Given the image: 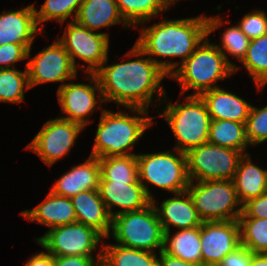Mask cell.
Here are the masks:
<instances>
[{"label":"cell","instance_id":"obj_23","mask_svg":"<svg viewBox=\"0 0 267 266\" xmlns=\"http://www.w3.org/2000/svg\"><path fill=\"white\" fill-rule=\"evenodd\" d=\"M75 21L109 38V33L99 32V30L121 22L123 29L130 27L122 18L115 0H83Z\"/></svg>","mask_w":267,"mask_h":266},{"label":"cell","instance_id":"obj_20","mask_svg":"<svg viewBox=\"0 0 267 266\" xmlns=\"http://www.w3.org/2000/svg\"><path fill=\"white\" fill-rule=\"evenodd\" d=\"M21 216L49 229L77 222L70 198L49 192L44 201L32 209L21 211Z\"/></svg>","mask_w":267,"mask_h":266},{"label":"cell","instance_id":"obj_11","mask_svg":"<svg viewBox=\"0 0 267 266\" xmlns=\"http://www.w3.org/2000/svg\"><path fill=\"white\" fill-rule=\"evenodd\" d=\"M101 239L105 238L94 228L75 222L51 228L35 241L54 257H93Z\"/></svg>","mask_w":267,"mask_h":266},{"label":"cell","instance_id":"obj_8","mask_svg":"<svg viewBox=\"0 0 267 266\" xmlns=\"http://www.w3.org/2000/svg\"><path fill=\"white\" fill-rule=\"evenodd\" d=\"M186 191L202 222L238 220L242 214L233 180L190 181Z\"/></svg>","mask_w":267,"mask_h":266},{"label":"cell","instance_id":"obj_27","mask_svg":"<svg viewBox=\"0 0 267 266\" xmlns=\"http://www.w3.org/2000/svg\"><path fill=\"white\" fill-rule=\"evenodd\" d=\"M208 142L241 151L244 155L249 154L246 149L251 146L246 136L245 124L232 120H212Z\"/></svg>","mask_w":267,"mask_h":266},{"label":"cell","instance_id":"obj_19","mask_svg":"<svg viewBox=\"0 0 267 266\" xmlns=\"http://www.w3.org/2000/svg\"><path fill=\"white\" fill-rule=\"evenodd\" d=\"M100 180V164L98 158L89 155L88 159L79 165H73L71 170L63 173L55 181L50 191L54 194L72 198L85 190H97Z\"/></svg>","mask_w":267,"mask_h":266},{"label":"cell","instance_id":"obj_30","mask_svg":"<svg viewBox=\"0 0 267 266\" xmlns=\"http://www.w3.org/2000/svg\"><path fill=\"white\" fill-rule=\"evenodd\" d=\"M248 71L258 92L260 85L267 79V34L250 42L244 59L240 62Z\"/></svg>","mask_w":267,"mask_h":266},{"label":"cell","instance_id":"obj_31","mask_svg":"<svg viewBox=\"0 0 267 266\" xmlns=\"http://www.w3.org/2000/svg\"><path fill=\"white\" fill-rule=\"evenodd\" d=\"M30 89L28 72L17 68L0 69V102L19 104L25 101V91ZM25 90V91H24Z\"/></svg>","mask_w":267,"mask_h":266},{"label":"cell","instance_id":"obj_36","mask_svg":"<svg viewBox=\"0 0 267 266\" xmlns=\"http://www.w3.org/2000/svg\"><path fill=\"white\" fill-rule=\"evenodd\" d=\"M237 25L250 40L259 38L267 34V14L264 10L255 9L245 14Z\"/></svg>","mask_w":267,"mask_h":266},{"label":"cell","instance_id":"obj_39","mask_svg":"<svg viewBox=\"0 0 267 266\" xmlns=\"http://www.w3.org/2000/svg\"><path fill=\"white\" fill-rule=\"evenodd\" d=\"M253 252L243 246H238L234 251L228 253L218 266H250Z\"/></svg>","mask_w":267,"mask_h":266},{"label":"cell","instance_id":"obj_37","mask_svg":"<svg viewBox=\"0 0 267 266\" xmlns=\"http://www.w3.org/2000/svg\"><path fill=\"white\" fill-rule=\"evenodd\" d=\"M28 49L22 44L0 45V69L15 68L16 63L27 58Z\"/></svg>","mask_w":267,"mask_h":266},{"label":"cell","instance_id":"obj_43","mask_svg":"<svg viewBox=\"0 0 267 266\" xmlns=\"http://www.w3.org/2000/svg\"><path fill=\"white\" fill-rule=\"evenodd\" d=\"M250 266H267V254L253 253Z\"/></svg>","mask_w":267,"mask_h":266},{"label":"cell","instance_id":"obj_26","mask_svg":"<svg viewBox=\"0 0 267 266\" xmlns=\"http://www.w3.org/2000/svg\"><path fill=\"white\" fill-rule=\"evenodd\" d=\"M102 248L101 266H158L157 253L125 247L119 244H106Z\"/></svg>","mask_w":267,"mask_h":266},{"label":"cell","instance_id":"obj_32","mask_svg":"<svg viewBox=\"0 0 267 266\" xmlns=\"http://www.w3.org/2000/svg\"><path fill=\"white\" fill-rule=\"evenodd\" d=\"M83 0H45L38 10L34 4L36 21L39 28L43 31L44 22L56 20L61 25L71 17L75 21L80 5ZM42 25V26H41Z\"/></svg>","mask_w":267,"mask_h":266},{"label":"cell","instance_id":"obj_1","mask_svg":"<svg viewBox=\"0 0 267 266\" xmlns=\"http://www.w3.org/2000/svg\"><path fill=\"white\" fill-rule=\"evenodd\" d=\"M125 56L128 61L123 59L124 62L111 65H108V56L95 72L103 100L104 102H114L120 108L124 106L125 108H142L149 111L150 104L154 106V102L165 98L166 90L161 82L168 75L136 44ZM130 57L136 59L131 60Z\"/></svg>","mask_w":267,"mask_h":266},{"label":"cell","instance_id":"obj_9","mask_svg":"<svg viewBox=\"0 0 267 266\" xmlns=\"http://www.w3.org/2000/svg\"><path fill=\"white\" fill-rule=\"evenodd\" d=\"M241 151L206 142L186 153L190 181L233 180Z\"/></svg>","mask_w":267,"mask_h":266},{"label":"cell","instance_id":"obj_17","mask_svg":"<svg viewBox=\"0 0 267 266\" xmlns=\"http://www.w3.org/2000/svg\"><path fill=\"white\" fill-rule=\"evenodd\" d=\"M38 32L45 34L46 30L42 32L37 24L33 3L0 13V45L22 44L29 50Z\"/></svg>","mask_w":267,"mask_h":266},{"label":"cell","instance_id":"obj_34","mask_svg":"<svg viewBox=\"0 0 267 266\" xmlns=\"http://www.w3.org/2000/svg\"><path fill=\"white\" fill-rule=\"evenodd\" d=\"M241 245L253 253L267 252V218H239Z\"/></svg>","mask_w":267,"mask_h":266},{"label":"cell","instance_id":"obj_41","mask_svg":"<svg viewBox=\"0 0 267 266\" xmlns=\"http://www.w3.org/2000/svg\"><path fill=\"white\" fill-rule=\"evenodd\" d=\"M24 266H55V257L47 251H41L32 255Z\"/></svg>","mask_w":267,"mask_h":266},{"label":"cell","instance_id":"obj_15","mask_svg":"<svg viewBox=\"0 0 267 266\" xmlns=\"http://www.w3.org/2000/svg\"><path fill=\"white\" fill-rule=\"evenodd\" d=\"M203 266H218L223 258L241 245L238 220L202 222L200 226Z\"/></svg>","mask_w":267,"mask_h":266},{"label":"cell","instance_id":"obj_28","mask_svg":"<svg viewBox=\"0 0 267 266\" xmlns=\"http://www.w3.org/2000/svg\"><path fill=\"white\" fill-rule=\"evenodd\" d=\"M122 18L135 29L150 19L166 13L169 7L164 0H115Z\"/></svg>","mask_w":267,"mask_h":266},{"label":"cell","instance_id":"obj_33","mask_svg":"<svg viewBox=\"0 0 267 266\" xmlns=\"http://www.w3.org/2000/svg\"><path fill=\"white\" fill-rule=\"evenodd\" d=\"M221 35L220 44L215 42V45L224 54L226 61L234 68V72H237L241 68L237 66L236 62L229 60L228 57L233 56L241 62L246 55L251 40L240 30L237 24L227 27Z\"/></svg>","mask_w":267,"mask_h":266},{"label":"cell","instance_id":"obj_6","mask_svg":"<svg viewBox=\"0 0 267 266\" xmlns=\"http://www.w3.org/2000/svg\"><path fill=\"white\" fill-rule=\"evenodd\" d=\"M164 235L154 204L151 203L144 209L114 216L108 238L112 237L116 244L125 247L153 253L159 249L160 253L163 250Z\"/></svg>","mask_w":267,"mask_h":266},{"label":"cell","instance_id":"obj_2","mask_svg":"<svg viewBox=\"0 0 267 266\" xmlns=\"http://www.w3.org/2000/svg\"><path fill=\"white\" fill-rule=\"evenodd\" d=\"M140 32L135 44L169 77L208 36L207 16L201 14L183 19L164 18L152 26L141 27ZM176 57L181 58L180 63L168 59Z\"/></svg>","mask_w":267,"mask_h":266},{"label":"cell","instance_id":"obj_25","mask_svg":"<svg viewBox=\"0 0 267 266\" xmlns=\"http://www.w3.org/2000/svg\"><path fill=\"white\" fill-rule=\"evenodd\" d=\"M162 251L172 257L202 265L200 226L178 230L174 234L165 232Z\"/></svg>","mask_w":267,"mask_h":266},{"label":"cell","instance_id":"obj_16","mask_svg":"<svg viewBox=\"0 0 267 266\" xmlns=\"http://www.w3.org/2000/svg\"><path fill=\"white\" fill-rule=\"evenodd\" d=\"M98 191L110 216L144 209L152 203L140 182L99 181ZM114 207L120 210H113Z\"/></svg>","mask_w":267,"mask_h":266},{"label":"cell","instance_id":"obj_42","mask_svg":"<svg viewBox=\"0 0 267 266\" xmlns=\"http://www.w3.org/2000/svg\"><path fill=\"white\" fill-rule=\"evenodd\" d=\"M159 254L158 266H203L199 264L190 263L182 259L172 257L161 251Z\"/></svg>","mask_w":267,"mask_h":266},{"label":"cell","instance_id":"obj_13","mask_svg":"<svg viewBox=\"0 0 267 266\" xmlns=\"http://www.w3.org/2000/svg\"><path fill=\"white\" fill-rule=\"evenodd\" d=\"M31 50V48L28 50L29 60L25 65L30 89L40 84L53 82H59L58 88H61L68 80L77 79V69L58 40L43 48L33 58H30Z\"/></svg>","mask_w":267,"mask_h":266},{"label":"cell","instance_id":"obj_40","mask_svg":"<svg viewBox=\"0 0 267 266\" xmlns=\"http://www.w3.org/2000/svg\"><path fill=\"white\" fill-rule=\"evenodd\" d=\"M102 248L97 256H61L55 257V266H101Z\"/></svg>","mask_w":267,"mask_h":266},{"label":"cell","instance_id":"obj_22","mask_svg":"<svg viewBox=\"0 0 267 266\" xmlns=\"http://www.w3.org/2000/svg\"><path fill=\"white\" fill-rule=\"evenodd\" d=\"M200 97L204 100L212 120L246 123L252 104L235 93L216 87L203 92Z\"/></svg>","mask_w":267,"mask_h":266},{"label":"cell","instance_id":"obj_4","mask_svg":"<svg viewBox=\"0 0 267 266\" xmlns=\"http://www.w3.org/2000/svg\"><path fill=\"white\" fill-rule=\"evenodd\" d=\"M101 109V117L95 130V141L90 155L98 159L136 155L131 151L144 136L146 129L154 124L153 116H148L149 111L142 108H128L131 113H135L134 116L129 115L126 109L125 111L120 109L117 112L103 107Z\"/></svg>","mask_w":267,"mask_h":266},{"label":"cell","instance_id":"obj_10","mask_svg":"<svg viewBox=\"0 0 267 266\" xmlns=\"http://www.w3.org/2000/svg\"><path fill=\"white\" fill-rule=\"evenodd\" d=\"M64 33L57 39L69 54L76 69L85 73H95L108 58L110 38L103 33L89 30L76 21H67ZM84 61L76 65V59ZM84 67V68H83Z\"/></svg>","mask_w":267,"mask_h":266},{"label":"cell","instance_id":"obj_12","mask_svg":"<svg viewBox=\"0 0 267 266\" xmlns=\"http://www.w3.org/2000/svg\"><path fill=\"white\" fill-rule=\"evenodd\" d=\"M84 129L80 124L57 116L44 123L41 130L26 146V150H31L41 158L43 163L52 167L59 159L68 155Z\"/></svg>","mask_w":267,"mask_h":266},{"label":"cell","instance_id":"obj_14","mask_svg":"<svg viewBox=\"0 0 267 266\" xmlns=\"http://www.w3.org/2000/svg\"><path fill=\"white\" fill-rule=\"evenodd\" d=\"M84 78H88L90 84L65 83L61 88L57 89V96L61 106L60 111L66 115L59 117L80 124L85 128L86 125L93 122V119L90 121L91 118L89 116L96 109H100V105L105 102L96 74L87 73Z\"/></svg>","mask_w":267,"mask_h":266},{"label":"cell","instance_id":"obj_35","mask_svg":"<svg viewBox=\"0 0 267 266\" xmlns=\"http://www.w3.org/2000/svg\"><path fill=\"white\" fill-rule=\"evenodd\" d=\"M245 127L251 146L267 141V105L262 108L251 105Z\"/></svg>","mask_w":267,"mask_h":266},{"label":"cell","instance_id":"obj_3","mask_svg":"<svg viewBox=\"0 0 267 266\" xmlns=\"http://www.w3.org/2000/svg\"><path fill=\"white\" fill-rule=\"evenodd\" d=\"M225 21V22H224ZM222 20L219 16H208V36L196 50L169 76L180 85L181 96L188 90L189 95L200 96L203 92L219 87L217 81L234 75V68L226 61L224 54L211 43L209 36L230 20Z\"/></svg>","mask_w":267,"mask_h":266},{"label":"cell","instance_id":"obj_21","mask_svg":"<svg viewBox=\"0 0 267 266\" xmlns=\"http://www.w3.org/2000/svg\"><path fill=\"white\" fill-rule=\"evenodd\" d=\"M78 223L94 228L104 238H108L112 227L110 216L97 190H85L70 198Z\"/></svg>","mask_w":267,"mask_h":266},{"label":"cell","instance_id":"obj_18","mask_svg":"<svg viewBox=\"0 0 267 266\" xmlns=\"http://www.w3.org/2000/svg\"><path fill=\"white\" fill-rule=\"evenodd\" d=\"M157 201L154 198L152 203L164 232H170L171 226L178 230L201 226L202 220L187 191L175 193L173 197L164 199L159 207L156 205Z\"/></svg>","mask_w":267,"mask_h":266},{"label":"cell","instance_id":"obj_5","mask_svg":"<svg viewBox=\"0 0 267 266\" xmlns=\"http://www.w3.org/2000/svg\"><path fill=\"white\" fill-rule=\"evenodd\" d=\"M167 94L159 105L166 104L158 116L168 123L176 144L174 149L187 153L209 139L211 116L204 100L197 95H186L185 101L168 103ZM165 102V103H164Z\"/></svg>","mask_w":267,"mask_h":266},{"label":"cell","instance_id":"obj_45","mask_svg":"<svg viewBox=\"0 0 267 266\" xmlns=\"http://www.w3.org/2000/svg\"><path fill=\"white\" fill-rule=\"evenodd\" d=\"M267 85V79L260 85V91L262 92L264 87Z\"/></svg>","mask_w":267,"mask_h":266},{"label":"cell","instance_id":"obj_29","mask_svg":"<svg viewBox=\"0 0 267 266\" xmlns=\"http://www.w3.org/2000/svg\"><path fill=\"white\" fill-rule=\"evenodd\" d=\"M98 161L99 181L139 182L137 155L105 157Z\"/></svg>","mask_w":267,"mask_h":266},{"label":"cell","instance_id":"obj_7","mask_svg":"<svg viewBox=\"0 0 267 266\" xmlns=\"http://www.w3.org/2000/svg\"><path fill=\"white\" fill-rule=\"evenodd\" d=\"M136 155L139 182L151 200L155 198L149 189L151 184L173 194L186 191L190 182L186 153L173 148L171 151Z\"/></svg>","mask_w":267,"mask_h":266},{"label":"cell","instance_id":"obj_24","mask_svg":"<svg viewBox=\"0 0 267 266\" xmlns=\"http://www.w3.org/2000/svg\"><path fill=\"white\" fill-rule=\"evenodd\" d=\"M233 183L237 197L243 205L267 192V169L254 164L251 155L245 154L239 161Z\"/></svg>","mask_w":267,"mask_h":266},{"label":"cell","instance_id":"obj_38","mask_svg":"<svg viewBox=\"0 0 267 266\" xmlns=\"http://www.w3.org/2000/svg\"><path fill=\"white\" fill-rule=\"evenodd\" d=\"M239 218H267V192L245 202Z\"/></svg>","mask_w":267,"mask_h":266},{"label":"cell","instance_id":"obj_44","mask_svg":"<svg viewBox=\"0 0 267 266\" xmlns=\"http://www.w3.org/2000/svg\"><path fill=\"white\" fill-rule=\"evenodd\" d=\"M167 6L170 8L172 7L175 3L178 2V0H164Z\"/></svg>","mask_w":267,"mask_h":266}]
</instances>
